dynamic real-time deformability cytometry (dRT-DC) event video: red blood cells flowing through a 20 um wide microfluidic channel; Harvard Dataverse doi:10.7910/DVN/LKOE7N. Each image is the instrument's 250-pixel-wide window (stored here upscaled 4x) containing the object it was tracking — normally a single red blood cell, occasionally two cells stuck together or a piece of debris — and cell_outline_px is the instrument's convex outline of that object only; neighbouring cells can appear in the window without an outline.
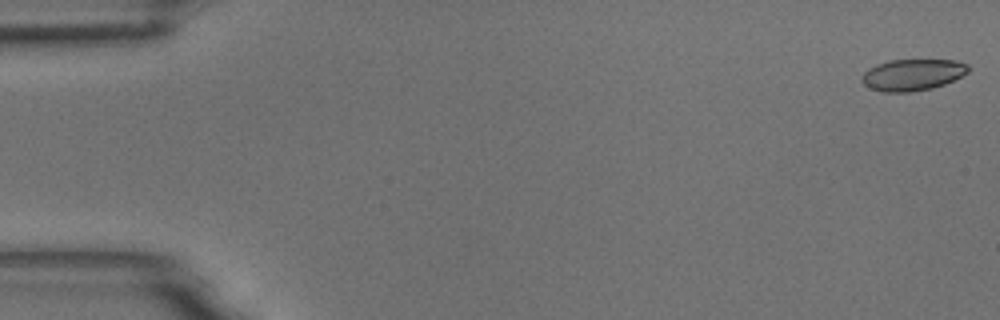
{"species": "common noctule bat (a hibernating species)", "species_latin": "Nyctalus noctula", "temperature_condition": "room temperature", "stored_images_in_passage": 9, "camera_frame_rate_fps": 3000, "um_per_image_px": 0.085, "animal": {"sex": "male", "body_mass_g": 18.8}, "frame": {"image": 1, "passage_image": 1, "time_ms": 0.0, "image_size_px": [1000, 320], "cell_outline_px": [[968, 72], [944, 84], [932, 88], [908, 92], [884, 92], [872, 88], [864, 84], [860, 80], [864, 72], [868, 68], [876, 64], [888, 60], [956, 60], [968, 64]], "centroid_in_image_um": [77.54, 6.34], "position_along_channel_um": 7.5, "area_um2": 19.42}}
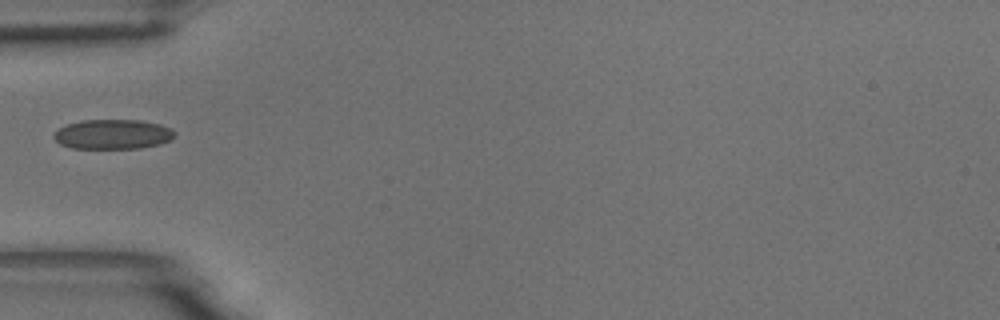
{"frame": {"image": 2, "passage_image": 6, "time_ms": 1.667, "image_size_px": [1000, 320], "cell_outline_px": [[176, 136], [160, 144], [140, 148], [72, 148], [60, 144], [52, 136], [60, 128], [68, 124], [80, 120], [140, 120], [160, 124], [172, 128], [176, 132]], "centroid_in_image_um": [9.62, 11.41], "position_along_channel_um": 75.4, "area_um2": 20.92}}